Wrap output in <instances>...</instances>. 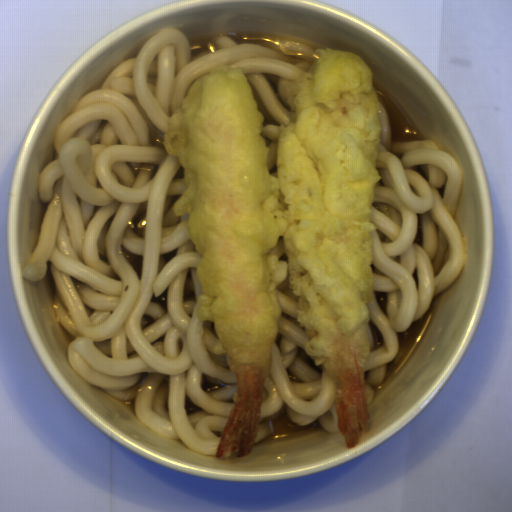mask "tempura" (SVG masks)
Masks as SVG:
<instances>
[{
	"instance_id": "tempura-1",
	"label": "tempura",
	"mask_w": 512,
	"mask_h": 512,
	"mask_svg": "<svg viewBox=\"0 0 512 512\" xmlns=\"http://www.w3.org/2000/svg\"><path fill=\"white\" fill-rule=\"evenodd\" d=\"M288 81L295 117L279 123L275 173L265 120L243 68L227 63L195 80L168 117L162 144L183 167L188 215L201 255L196 317L212 321L215 355L226 354L236 398L214 451L251 455L257 440L288 280L304 344L337 382L335 428L349 450L371 427L366 362L372 300L371 206L379 173L380 110L373 73L355 52L321 47Z\"/></svg>"
}]
</instances>
